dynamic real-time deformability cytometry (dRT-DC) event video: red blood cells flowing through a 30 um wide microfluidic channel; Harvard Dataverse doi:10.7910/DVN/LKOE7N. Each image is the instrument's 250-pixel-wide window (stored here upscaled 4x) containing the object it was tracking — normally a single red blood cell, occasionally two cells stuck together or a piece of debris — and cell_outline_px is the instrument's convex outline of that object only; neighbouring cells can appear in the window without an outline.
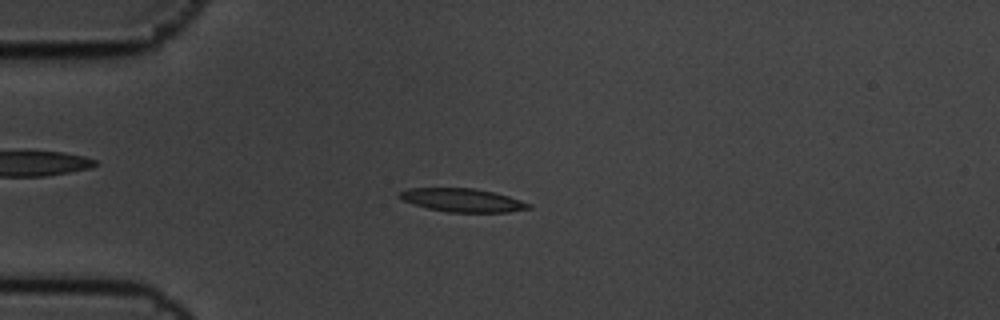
{"species": "common noctule bat (a hibernating species)", "species_latin": "Nyctalus noctula", "temperature_condition": "cold", "stored_images_in_passage": 55, "camera_frame_rate_fps": 3000, "um_per_image_px": 0.085, "animal": {"sex": "male", "body_mass_g": 19.5, "forearm_length_mm": 54.6}, "frame": {"image": 1, "passage_image": 14, "time_ms": 4.333, "image_size_px": [1000, 320], "cell_outline_px": [[532, 208], [508, 212], [448, 212], [428, 208], [404, 200], [396, 196], [400, 192], [408, 188], [476, 188], [508, 196], [532, 204]], "centroid_in_image_um": [39.33, 17.01], "position_along_channel_um": 45.7, "area_um2": 17.46}}
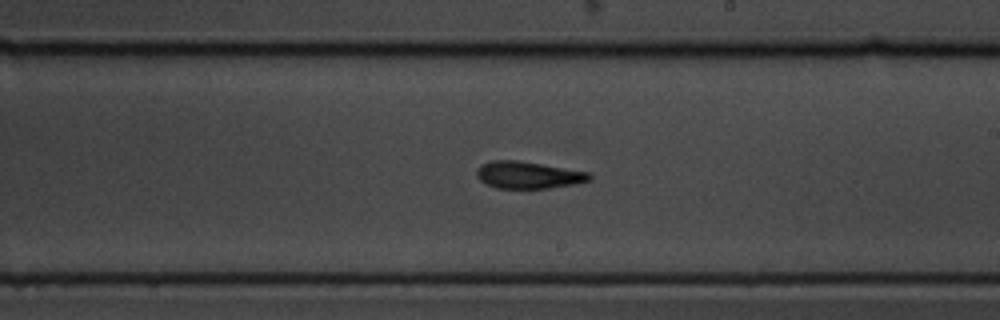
{"frame": {"image": 2, "passage_image": 32, "time_ms": 10.333, "image_size_px": [1000, 320], "cell_outline_px": [[592, 180], [576, 184], [548, 188], [496, 188], [484, 184], [476, 176], [476, 172], [484, 164], [492, 160], [516, 160], [588, 172], [592, 176]], "centroid_in_image_um": [44.9, 14.89], "position_along_channel_um": 244.1, "area_um2": 17.63}}
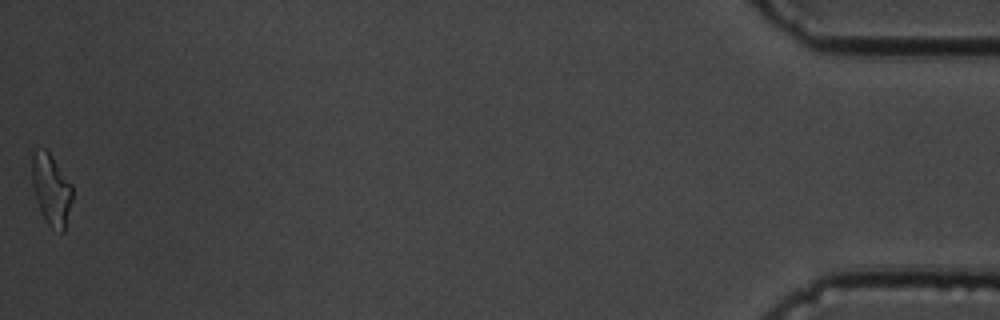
{"frame": {"image": 3, "passage_image": 55, "time_ms": 18.0, "image_size_px": [1000, 320], "cell_outline_px": [[72, 200], [64, 232], [60, 232], [52, 228], [48, 224], [36, 200], [32, 184], [32, 152], [36, 148], [44, 148], [52, 156], [72, 184]], "centroid_in_image_um": [4.36, 16.08], "position_along_channel_um": 430.8, "area_um2": 16.7}, "authors_computed_cell_mechanics": {"area_um2": 17.3978, "velocity_mm_per_s": 3.6342, "shape_relaxation_time_tau1_ms": 8.3078, "shape_relaxation_time_tau2_ms": 5.7432, "deformation_change_tau1": 0.222, "deformation_change_tau2": 0.1593}}